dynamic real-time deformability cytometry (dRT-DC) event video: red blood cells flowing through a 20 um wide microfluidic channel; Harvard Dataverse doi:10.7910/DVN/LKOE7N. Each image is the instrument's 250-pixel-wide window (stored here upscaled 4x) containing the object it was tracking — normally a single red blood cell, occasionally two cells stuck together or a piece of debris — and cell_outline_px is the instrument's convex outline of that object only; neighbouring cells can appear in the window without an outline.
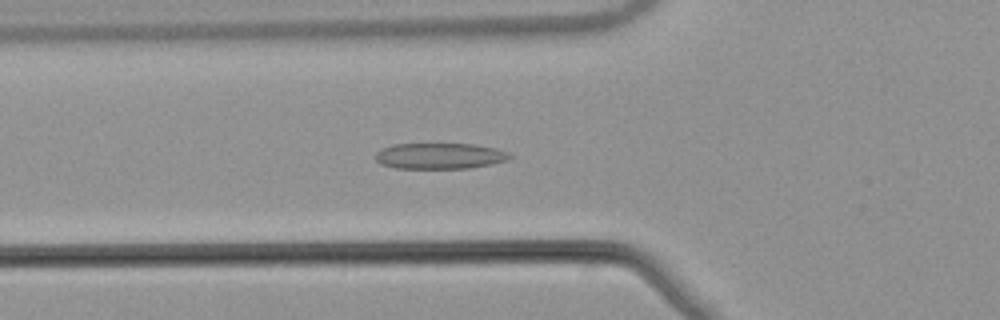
{"species": "common noctule bat (a hibernating species)", "species_latin": "Nyctalus noctula", "temperature_condition": "warm", "stored_images_in_passage": 54, "camera_frame_rate_fps": 3000, "um_per_image_px": 0.085, "animal": {"sex": "male", "body_mass_g": 21.5, "forearm_length_mm": 52.0}, "frame": {"image": 1, "passage_image": 20, "time_ms": 6.333, "image_size_px": [1000, 320], "cell_outline_px": [[512, 156], [508, 160], [492, 164], [468, 168], [396, 168], [380, 164], [376, 160], [376, 152], [380, 148], [392, 144], [476, 144], [496, 148], [508, 152]], "centroid_in_image_um": [37.37, 13.25], "position_along_channel_um": 88.4, "area_um2": 20.4}}
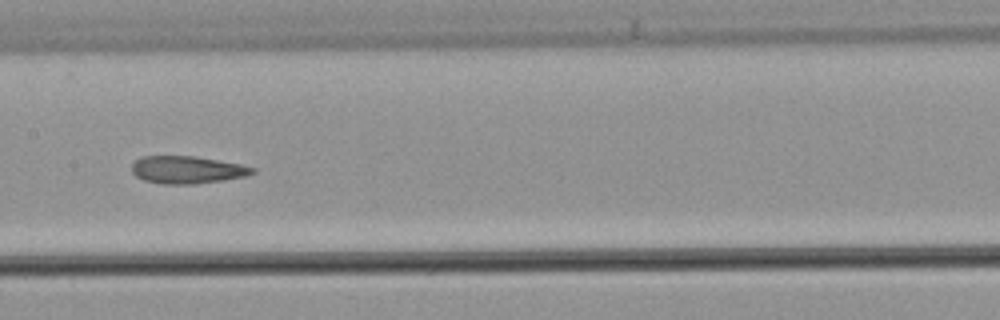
{"frame": {"image": 2, "passage_image": 28, "time_ms": 9.0, "image_size_px": [1000, 320], "cell_outline_px": [[256, 172], [244, 176], [224, 180], [192, 184], [160, 184], [144, 180], [136, 176], [132, 172], [132, 164], [140, 156], [196, 156], [240, 164], [256, 168]], "centroid_in_image_um": [15.89, 14.43], "position_along_channel_um": 191.5, "area_um2": 19.36}}
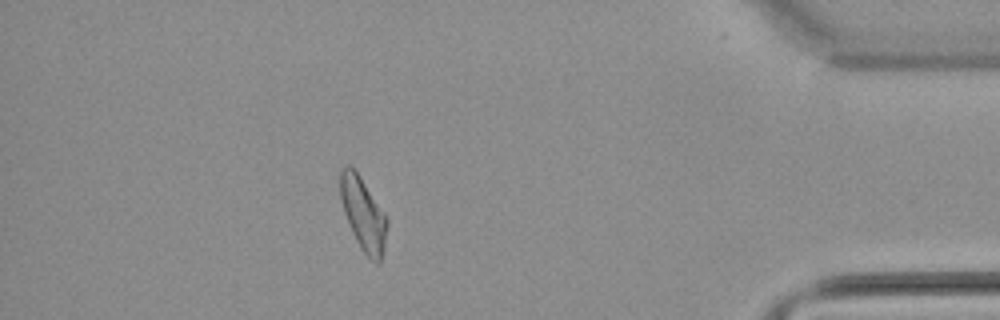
{"frame": {"image": 3, "passage_image": 48, "time_ms": 15.667, "image_size_px": [1000, 320], "cell_outline_px": [[388, 224], [384, 248], [380, 264], [376, 264], [360, 248], [352, 232], [344, 212], [340, 196], [340, 168], [344, 164], [348, 164], [360, 176], [388, 216]], "centroid_in_image_um": [30.89, 18.18], "position_along_channel_um": 404.3, "area_um2": 20.11}}